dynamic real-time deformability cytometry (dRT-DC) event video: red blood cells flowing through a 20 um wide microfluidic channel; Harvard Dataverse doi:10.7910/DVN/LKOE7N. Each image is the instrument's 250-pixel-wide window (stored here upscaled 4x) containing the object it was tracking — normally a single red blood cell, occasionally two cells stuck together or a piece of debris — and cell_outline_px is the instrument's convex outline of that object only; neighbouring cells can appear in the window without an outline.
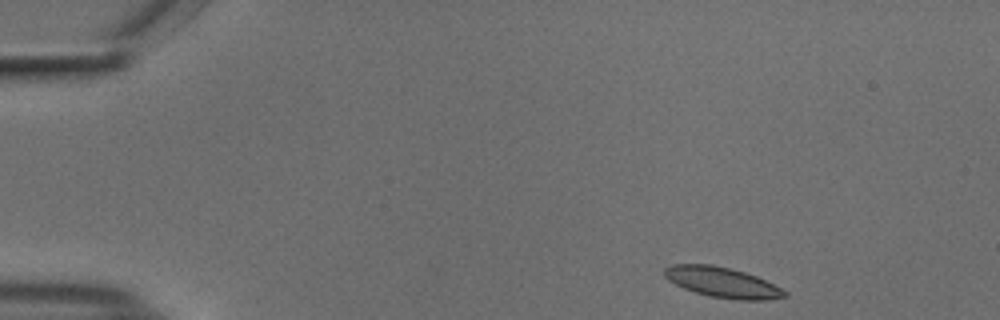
{"species": "common noctule bat (a hibernating species)", "species_latin": "Nyctalus noctula", "temperature_condition": "cold", "stored_images_in_passage": 48, "camera_frame_rate_fps": 3000, "um_per_image_px": 0.085, "animal": {"sex": "male", "body_mass_g": 18.8}, "frame": {"image": 1, "passage_image": 1, "time_ms": 0.0, "image_size_px": [1000, 320], "cell_outline_px": [[788, 296], [768, 300], [740, 300], [708, 296], [684, 288], [668, 280], [664, 276], [664, 268], [672, 264], [712, 264], [732, 268], [756, 276], [788, 292]], "centroid_in_image_um": [61.39, 23.99], "position_along_channel_um": 23.6, "area_um2": 21.21}}
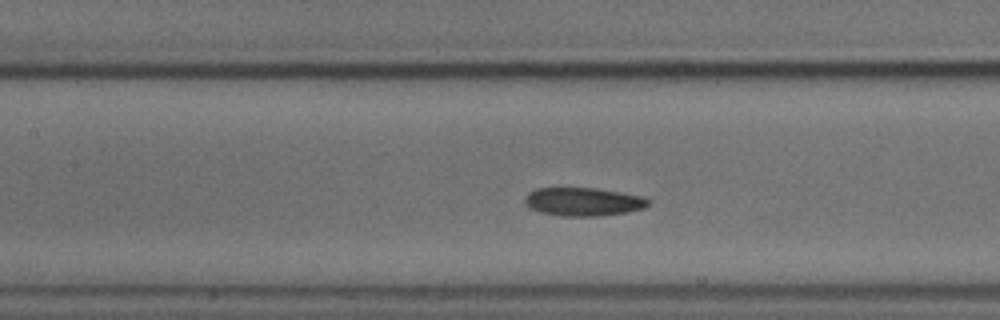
{"frame": {"image": 2, "passage_image": 19, "time_ms": 6.0, "image_size_px": [1000, 320], "cell_outline_px": [[652, 204], [644, 208], [628, 212], [596, 216], [560, 216], [540, 212], [528, 208], [524, 204], [524, 196], [528, 192], [536, 188], [596, 188], [644, 196]], "centroid_in_image_um": [49.55, 17.15], "position_along_channel_um": 157.8, "area_um2": 20.69}}
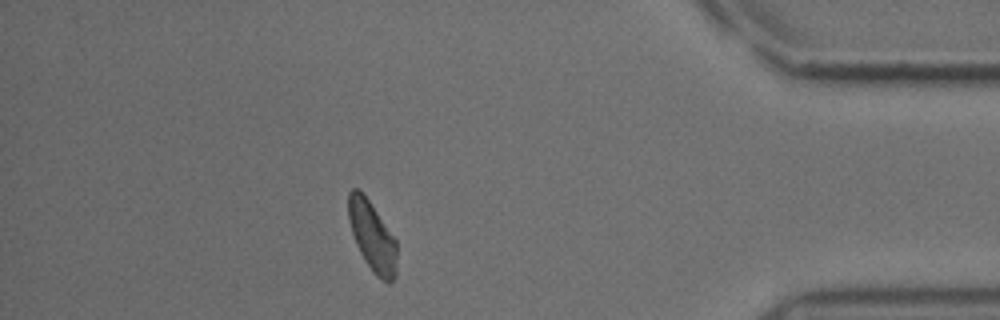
{"frame": {"image": 3, "passage_image": 42, "time_ms": 13.667, "image_size_px": [1000, 320], "cell_outline_px": [[396, 276], [388, 284], [380, 280], [372, 272], [360, 252], [356, 244], [352, 232], [348, 216], [348, 192], [352, 188], [356, 188], [368, 200], [396, 240]], "centroid_in_image_um": [31.64, 20.14], "position_along_channel_um": 403.6, "area_um2": 19.42}, "authors_computed_cell_mechanics": {"area_um2": 20.519, "velocity_mm_per_s": 3.6969, "shape_relaxation_time_tau1_ms": 9.3651, "shape_relaxation_time_tau2_ms": 3.6622, "deformation_change_tau1": 0.1716, "deformation_change_tau2": 0.0907}}